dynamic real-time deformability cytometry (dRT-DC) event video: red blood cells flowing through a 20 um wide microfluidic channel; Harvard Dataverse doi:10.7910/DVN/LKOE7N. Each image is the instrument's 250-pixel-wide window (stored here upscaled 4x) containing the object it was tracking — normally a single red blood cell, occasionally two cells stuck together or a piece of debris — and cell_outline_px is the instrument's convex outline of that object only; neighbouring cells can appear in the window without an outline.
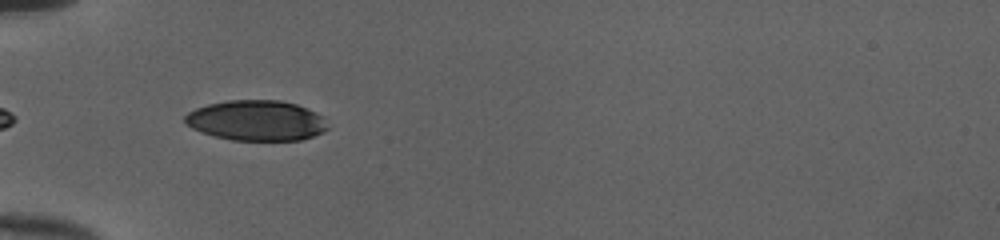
{"species": "human", "species_latin": "Homo sapiens", "temperature_condition": "cold", "stored_images_in_passage": 36, "camera_frame_rate_fps": 3000, "um_per_image_px": 0.085, "donor": {"sex": "female"}, "frame": {"image": 1, "passage_image": 2, "time_ms": 0.333, "image_size_px": [1000, 240], "cell_outline_px": [[328, 128], [324, 132], [300, 140], [232, 140], [216, 136], [192, 128], [184, 120], [184, 116], [188, 112], [196, 108], [208, 104], [228, 100], [280, 100], [296, 104], [316, 112], [324, 116]], "centroid_in_image_um": [21.83, 10.23], "position_along_channel_um": 63.2, "area_um2": 33.47}}
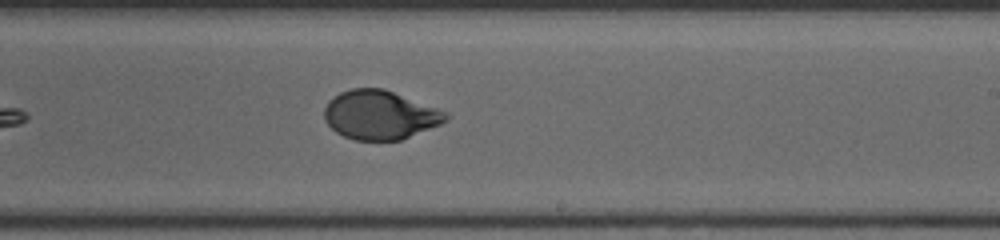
{"frame": {"image": 2, "passage_image": 17, "time_ms": 5.333, "image_size_px": [1000, 240], "cell_outline_px": [[448, 120], [440, 124], [400, 140], [356, 140], [344, 136], [336, 132], [324, 120], [324, 108], [328, 100], [340, 92], [352, 88], [384, 88], [448, 112]], "centroid_in_image_um": [32.28, 9.76], "position_along_channel_um": 256.7, "area_um2": 34.62}}
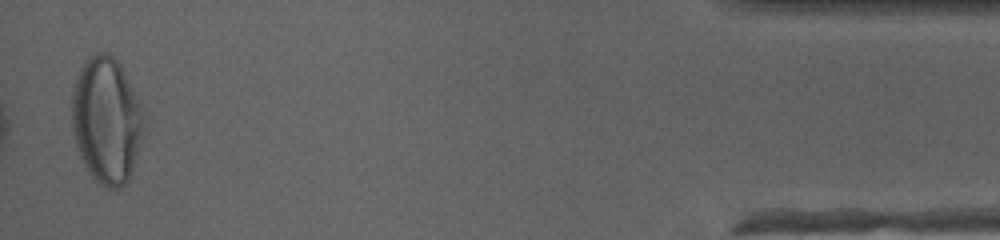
{"frame": {"image": 3, "passage_image": 35, "time_ms": 11.333, "image_size_px": [1000, 240], "cell_outline_px": [[144, 136], [132, 172], [128, 180], [120, 188], [108, 188], [100, 184], [88, 172], [76, 148], [72, 132], [72, 88], [76, 76], [84, 60], [96, 52], [108, 52], [120, 64], [132, 88], [144, 116]], "centroid_in_image_um": [9.04, 10.23], "position_along_channel_um": 426.2, "area_um2": 53.35}, "authors_computed_cell_mechanics": {"area_um2": 35.3158, "velocity_mm_per_s": 4.0024, "shape_relaxation_time_tau1_ms": 4.3927, "shape_relaxation_time_tau2_ms": null, "deformation_change_tau1": 0.2033, "deformation_change_tau2": null}}